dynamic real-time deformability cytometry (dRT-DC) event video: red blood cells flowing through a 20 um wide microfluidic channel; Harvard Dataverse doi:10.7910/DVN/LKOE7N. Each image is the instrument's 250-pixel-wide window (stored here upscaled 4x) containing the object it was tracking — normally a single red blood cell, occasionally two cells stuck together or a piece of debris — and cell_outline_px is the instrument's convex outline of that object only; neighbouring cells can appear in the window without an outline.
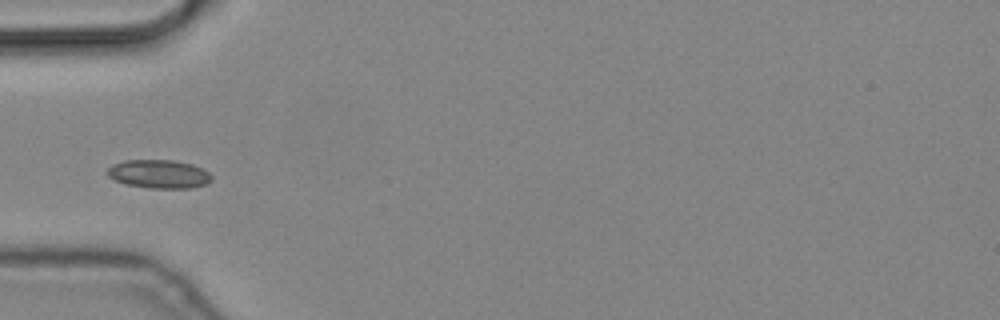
{"species": "common noctule bat (a hibernating species)", "species_latin": "Nyctalus noctula", "temperature_condition": "cold", "stored_images_in_passage": 5, "camera_frame_rate_fps": 3000, "um_per_image_px": 0.085, "animal": {"sex": "male", "body_mass_g": 19.2, "forearm_length_mm": 51.8}, "frame": {"image": 1, "passage_image": 3, "time_ms": 0.667, "image_size_px": [1000, 320], "cell_outline_px": [[212, 180], [208, 184], [192, 188], [148, 188], [124, 184], [108, 176], [104, 172], [112, 164], [124, 160], [172, 160], [192, 164], [208, 172], [212, 176]], "centroid_in_image_um": [13.49, 14.8], "position_along_channel_um": 71.5, "area_um2": 17.51}}
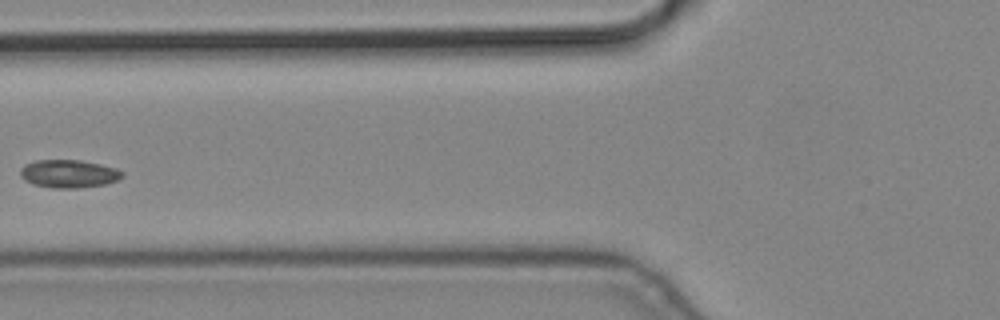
{"frame": {"image": 2, "passage_image": 4, "time_ms": 1.0, "image_size_px": [1000, 320], "cell_outline_px": [[124, 176], [116, 180], [104, 184], [76, 188], [52, 188], [32, 184], [24, 180], [20, 176], [20, 168], [24, 164], [36, 160], [80, 160], [100, 164], [116, 168], [124, 172]], "centroid_in_image_um": [5.81, 14.76], "position_along_channel_um": 120.0, "area_um2": 16.7}}
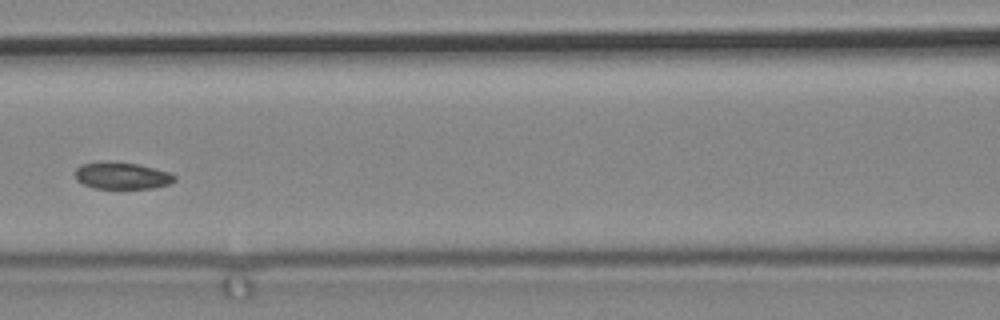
{"frame": {"image": 3, "passage_image": 5, "time_ms": 1.333, "image_size_px": [1000, 320], "cell_outline_px": [[176, 180], [168, 184], [152, 188], [92, 188], [76, 180], [76, 168], [80, 164], [104, 160], [136, 164], [168, 172], [176, 176]], "centroid_in_image_um": [10.31, 14.92], "position_along_channel_um": 156.3, "area_um2": 15.55}}